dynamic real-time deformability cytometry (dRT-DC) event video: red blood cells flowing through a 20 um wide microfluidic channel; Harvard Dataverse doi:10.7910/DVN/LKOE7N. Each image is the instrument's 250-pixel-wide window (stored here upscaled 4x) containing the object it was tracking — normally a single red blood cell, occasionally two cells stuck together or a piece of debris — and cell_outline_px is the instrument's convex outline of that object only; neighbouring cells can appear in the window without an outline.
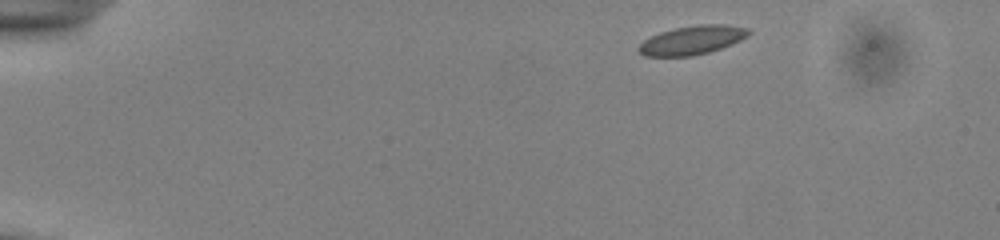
{"species": "common noctule bat (a hibernating species)", "species_latin": "Nyctalus noctula", "temperature_condition": "cold", "stored_images_in_passage": 46, "camera_frame_rate_fps": 3000, "um_per_image_px": 0.085, "animal": {"sex": "male", "body_mass_g": 13.0, "forearm_length_mm": 53.1}, "frame": {"image": 1, "passage_image": 1, "time_ms": 0.0, "image_size_px": [1000, 240], "cell_outline_px": [[752, 32], [740, 40], [732, 44], [708, 52], [692, 56], [644, 56], [636, 48], [644, 40], [660, 32], [676, 28], [700, 24], [724, 24], [748, 28]], "centroid_in_image_um": [58.83, 3.41], "position_along_channel_um": 26.2, "area_um2": 18.32}}
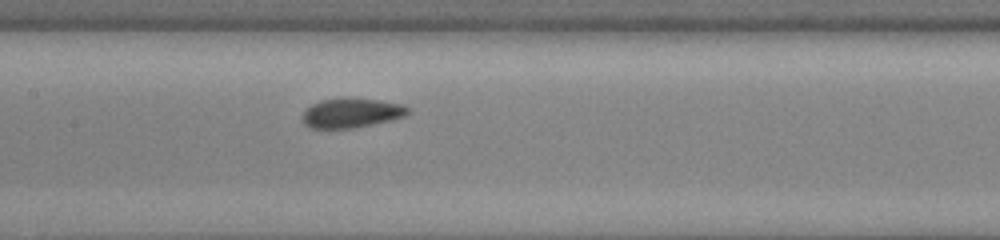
{"frame": {"image": 2, "passage_image": 20, "time_ms": 6.333, "image_size_px": [1000, 240], "cell_outline_px": [[412, 112], [404, 116], [392, 120], [356, 128], [328, 132], [312, 128], [304, 124], [304, 112], [312, 104], [320, 100], [376, 100], [400, 104], [408, 108]], "centroid_in_image_um": [29.85, 9.69], "position_along_channel_um": 177.6, "area_um2": 18.09}}
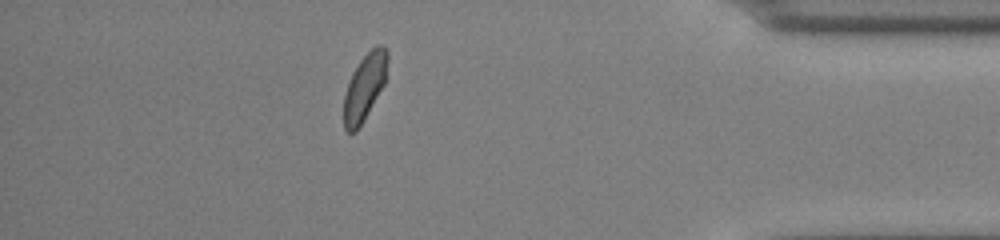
{"frame": {"image": 3, "passage_image": 40, "time_ms": 13.0, "image_size_px": [1000, 240], "cell_outline_px": [[388, 60], [384, 84], [364, 120], [356, 132], [348, 132], [344, 128], [344, 96], [352, 72], [360, 60], [376, 44], [380, 44], [388, 52]], "centroid_in_image_um": [30.99, 7.39], "position_along_channel_um": 404.2, "area_um2": 16.76}, "authors_computed_cell_mechanics": {"area_um2": 17.7157, "velocity_mm_per_s": 3.9083, "shape_relaxation_time_tau1_ms": 5.7806, "shape_relaxation_time_tau2_ms": 1.0905, "deformation_change_tau1": 0.0737, "deformation_change_tau2": 0.0402}}